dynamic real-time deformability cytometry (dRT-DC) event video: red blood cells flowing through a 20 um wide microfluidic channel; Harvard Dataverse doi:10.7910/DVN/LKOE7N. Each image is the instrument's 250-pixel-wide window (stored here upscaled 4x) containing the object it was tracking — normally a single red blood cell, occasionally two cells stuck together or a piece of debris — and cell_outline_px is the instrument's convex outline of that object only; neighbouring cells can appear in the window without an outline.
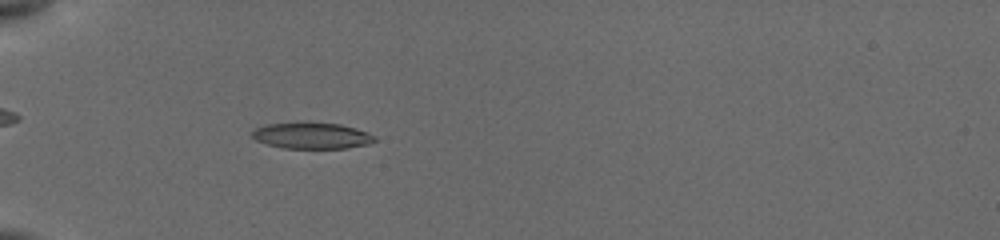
{"species": "common noctule bat (a hibernating species)", "species_latin": "Nyctalus noctula", "temperature_condition": "cold", "stored_images_in_passage": 41, "camera_frame_rate_fps": 3000, "um_per_image_px": 0.085, "animal": {"sex": "female", "body_mass_g": 19.5, "forearm_length_mm": 54.1}, "frame": {"image": 1, "passage_image": 9, "time_ms": 4.667, "image_size_px": [1000, 240], "cell_outline_px": [[376, 140], [368, 144], [348, 148], [284, 148], [268, 144], [256, 140], [252, 136], [252, 132], [256, 128], [264, 124], [340, 124], [356, 128], [368, 132], [376, 136]], "centroid_in_image_um": [26.55, 11.55], "position_along_channel_um": 58.5, "area_um2": 18.21}}
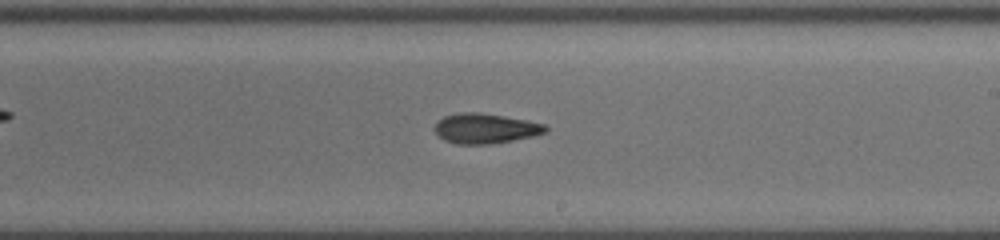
{"frame": {"image": 2, "passage_image": 22, "time_ms": 10.0, "image_size_px": [1000, 240], "cell_outline_px": [[548, 128], [544, 132], [532, 136], [492, 144], [456, 144], [444, 140], [432, 128], [444, 116], [460, 112], [480, 112], [528, 120], [544, 124]], "centroid_in_image_um": [41.23, 10.91], "position_along_channel_um": 247.8, "area_um2": 19.31}}
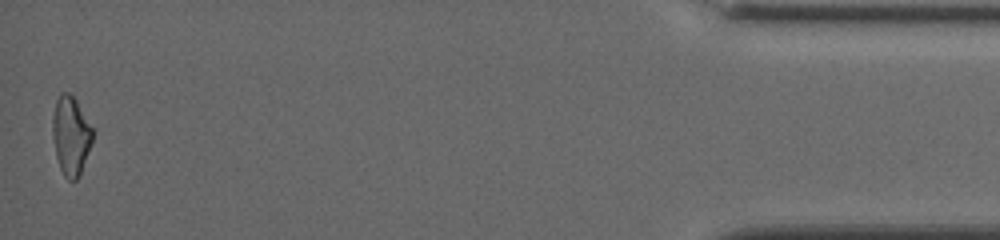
{"frame": {"image": 3, "passage_image": 41, "time_ms": 16.667, "image_size_px": [1000, 240], "cell_outline_px": [[92, 140], [80, 176], [76, 180], [68, 180], [64, 176], [60, 168], [56, 156], [52, 132], [52, 116], [56, 100], [60, 92], [68, 92], [76, 100], [92, 128]], "centroid_in_image_um": [6.0, 11.53], "position_along_channel_um": 429.2, "area_um2": 18.26}, "authors_computed_cell_mechanics": {"area_um2": 19.0162, "velocity_mm_per_s": 3.8337, "shape_relaxation_time_tau1_ms": 7.5117, "shape_relaxation_time_tau2_ms": 4.586, "deformation_change_tau1": 0.1736, "deformation_change_tau2": 0.1267}}